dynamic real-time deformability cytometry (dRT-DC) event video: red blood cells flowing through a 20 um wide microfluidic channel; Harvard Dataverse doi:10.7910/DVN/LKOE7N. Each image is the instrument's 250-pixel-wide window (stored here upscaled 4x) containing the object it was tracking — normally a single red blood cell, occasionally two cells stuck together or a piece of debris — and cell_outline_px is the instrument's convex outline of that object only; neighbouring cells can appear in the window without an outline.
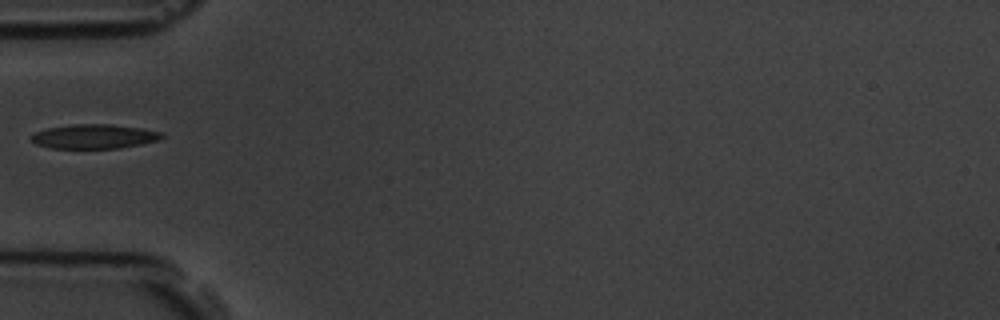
{"species": "common noctule bat (a hibernating species)", "species_latin": "Nyctalus noctula", "temperature_condition": "room temperature", "stored_images_in_passage": 7, "camera_frame_rate_fps": 3000, "um_per_image_px": 0.085, "animal": {"sex": "male", "body_mass_g": 19.5, "forearm_length_mm": 54.6}, "frame": {"image": 1, "passage_image": 6, "time_ms": 5.667, "image_size_px": [1000, 320], "cell_outline_px": [[164, 136], [160, 140], [120, 148], [52, 148], [36, 144], [28, 136], [36, 132], [48, 128], [72, 124], [112, 124], [140, 128], [160, 132]], "centroid_in_image_um": [7.99, 11.59], "position_along_channel_um": 77.0, "area_um2": 18.44}}
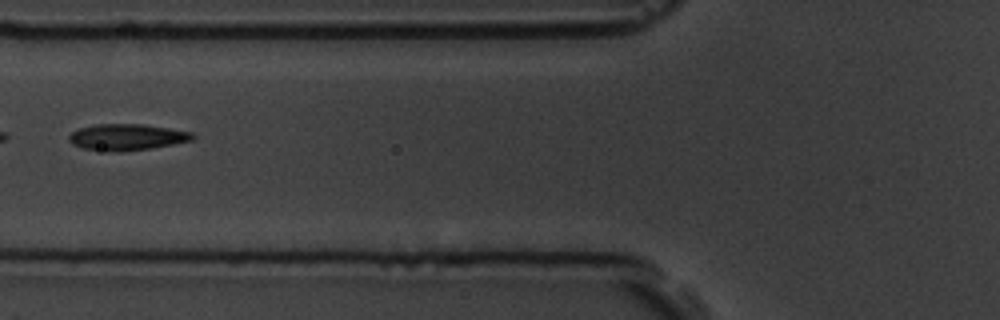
{"frame": {"image": 2, "passage_image": 7, "time_ms": 6.667, "image_size_px": [1000, 320], "cell_outline_px": [[196, 136], [192, 140], [152, 148], [120, 152], [108, 152], [80, 148], [72, 144], [68, 140], [68, 136], [72, 132], [80, 128], [96, 124], [144, 124], [192, 132]], "centroid_in_image_um": [10.75, 11.66], "position_along_channel_um": 115.0, "area_um2": 19.13}}